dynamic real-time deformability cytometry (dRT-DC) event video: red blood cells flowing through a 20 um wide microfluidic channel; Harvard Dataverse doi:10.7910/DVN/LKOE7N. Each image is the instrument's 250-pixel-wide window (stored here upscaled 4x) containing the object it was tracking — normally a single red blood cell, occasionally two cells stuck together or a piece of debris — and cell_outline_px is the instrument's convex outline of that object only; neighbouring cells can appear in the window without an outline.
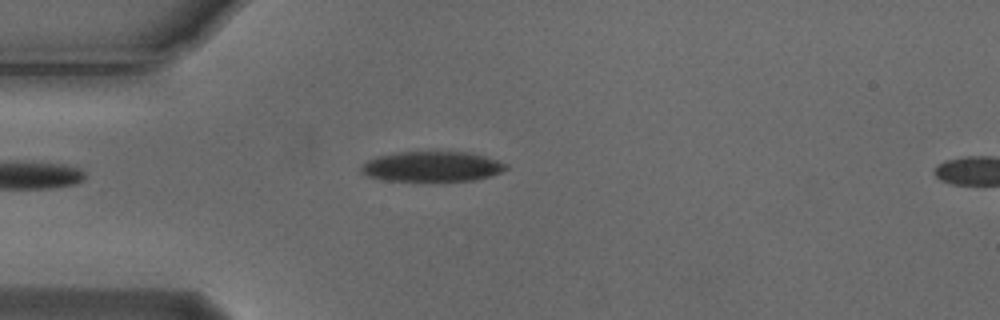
{"species": "Egyptian fruit bat (a non-hibernating species)", "species_latin": "Rousettus aegyptiacus", "temperature_condition": "cold", "stored_images_in_passage": 5, "camera_frame_rate_fps": 3000, "um_per_image_px": 0.085, "animal": {"sex": "male"}, "frame": {"image": 1, "passage_image": 4, "time_ms": 1.0, "image_size_px": [1000, 320], "cell_outline_px": [[508, 168], [492, 176], [476, 180], [388, 180], [368, 176], [360, 172], [360, 168], [368, 160], [380, 156], [400, 152], [468, 152], [484, 156], [508, 164]], "centroid_in_image_um": [36.76, 14.15], "position_along_channel_um": 48.2, "area_um2": 25.03}}